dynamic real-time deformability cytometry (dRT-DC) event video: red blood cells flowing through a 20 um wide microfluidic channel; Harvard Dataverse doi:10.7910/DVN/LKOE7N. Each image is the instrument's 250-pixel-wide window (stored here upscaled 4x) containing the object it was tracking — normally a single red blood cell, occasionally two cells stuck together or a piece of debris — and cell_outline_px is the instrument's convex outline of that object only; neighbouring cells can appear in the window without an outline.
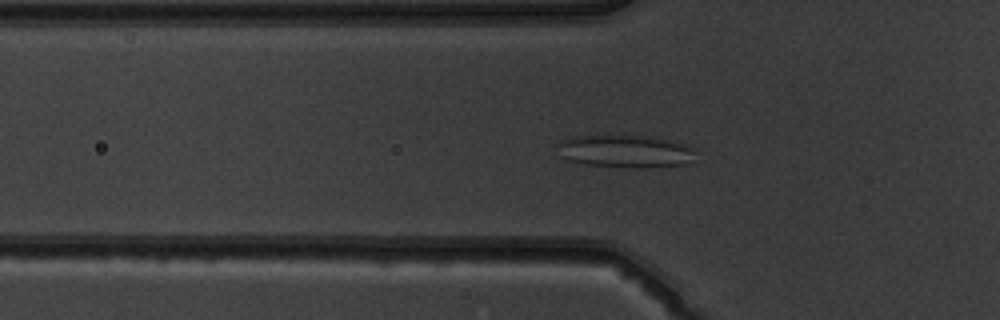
{"species": "common noctule bat (a hibernating species)", "species_latin": "Nyctalus noctula", "temperature_condition": "warm", "stored_images_in_passage": 53, "camera_frame_rate_fps": 3000, "um_per_image_px": 0.085, "animal": {"sex": "male", "body_mass_g": 19.5, "forearm_length_mm": 54.6}, "frame": {"image": 1, "passage_image": 19, "time_ms": 6.0, "image_size_px": [1000, 320], "cell_outline_px": [[692, 152], [688, 164], [648, 168], [636, 168], [588, 164], [568, 160], [560, 156], [556, 144], [572, 136], [608, 132], [652, 136], [680, 144], [692, 148]], "centroid_in_image_um": [53.03, 12.81], "position_along_channel_um": 72.8, "area_um2": 26.93}}
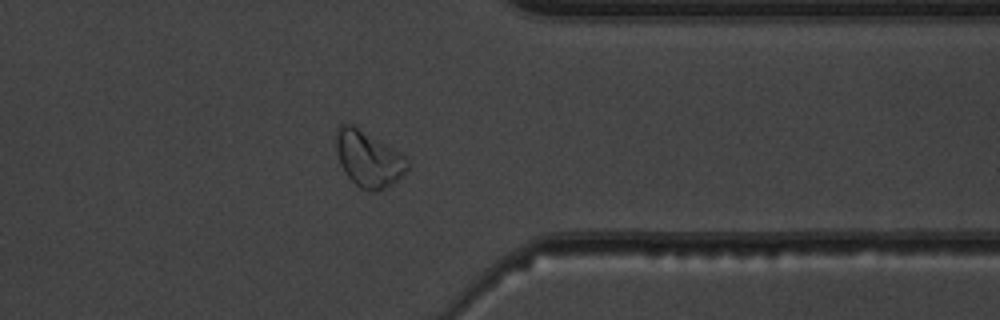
{"frame": {"image": 2, "passage_image": 43, "time_ms": 14.0, "image_size_px": [1000, 320], "cell_outline_px": [[408, 168], [396, 180], [380, 192], [368, 192], [360, 188], [348, 176], [340, 164], [336, 148], [336, 128], [340, 124], [352, 124], [400, 152], [408, 160]], "centroid_in_image_um": [31.3, 13.51], "position_along_channel_um": 380.1, "area_um2": 23.06}}
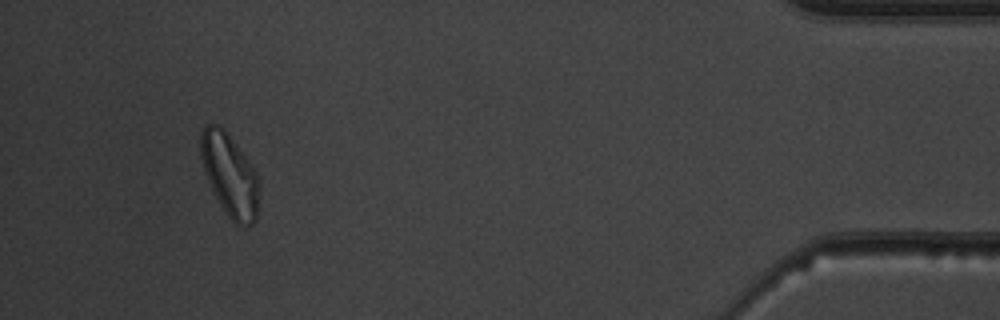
{"frame": {"image": 3, "passage_image": 50, "time_ms": 16.333, "image_size_px": [1000, 320], "cell_outline_px": [[260, 184], [256, 220], [252, 224], [240, 228], [228, 216], [216, 196], [208, 180], [204, 168], [200, 152], [200, 132], [208, 124], [216, 124], [224, 128], [228, 132], [256, 172]], "centroid_in_image_um": [19.55, 14.88], "position_along_channel_um": 415.7, "area_um2": 27.98}, "authors_computed_cell_mechanics": {"area_um2": 26.1256, "velocity_mm_per_s": 3.9196, "shape_relaxation_time_tau1_ms": null, "shape_relaxation_time_tau2_ms": 2.2046, "deformation_change_tau1": null, "deformation_change_tau2": 0.0776}}